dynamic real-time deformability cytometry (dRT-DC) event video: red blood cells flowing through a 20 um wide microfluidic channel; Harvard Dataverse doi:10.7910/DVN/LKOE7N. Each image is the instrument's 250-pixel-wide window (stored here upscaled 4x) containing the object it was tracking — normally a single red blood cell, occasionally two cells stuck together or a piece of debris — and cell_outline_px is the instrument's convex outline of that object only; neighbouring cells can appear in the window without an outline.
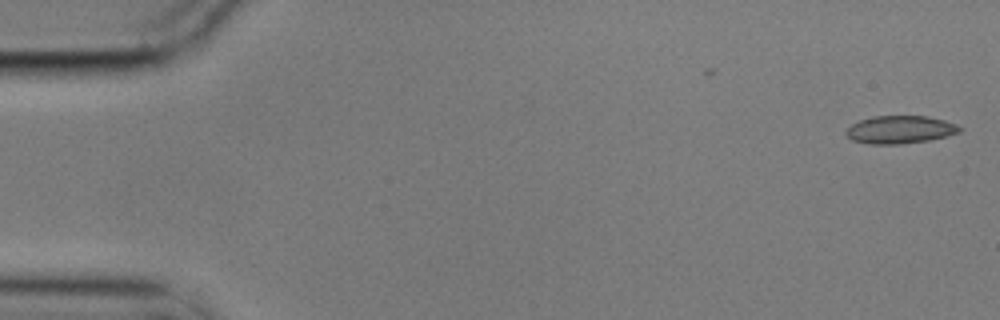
{"species": "common noctule bat (a hibernating species)", "species_latin": "Nyctalus noctula", "temperature_condition": "cold", "stored_images_in_passage": 4, "camera_frame_rate_fps": 3000, "um_per_image_px": 0.085, "animal": {"sex": "male", "body_mass_g": 17.9}, "frame": {"image": 1, "passage_image": 1, "time_ms": 0.0, "image_size_px": [1000, 320], "cell_outline_px": [[964, 128], [960, 132], [928, 140], [900, 144], [872, 144], [852, 140], [844, 132], [852, 124], [860, 120], [872, 116], [928, 116], [944, 120], [956, 124]], "centroid_in_image_um": [76.51, 11.01], "position_along_channel_um": 8.5, "area_um2": 18.32}}